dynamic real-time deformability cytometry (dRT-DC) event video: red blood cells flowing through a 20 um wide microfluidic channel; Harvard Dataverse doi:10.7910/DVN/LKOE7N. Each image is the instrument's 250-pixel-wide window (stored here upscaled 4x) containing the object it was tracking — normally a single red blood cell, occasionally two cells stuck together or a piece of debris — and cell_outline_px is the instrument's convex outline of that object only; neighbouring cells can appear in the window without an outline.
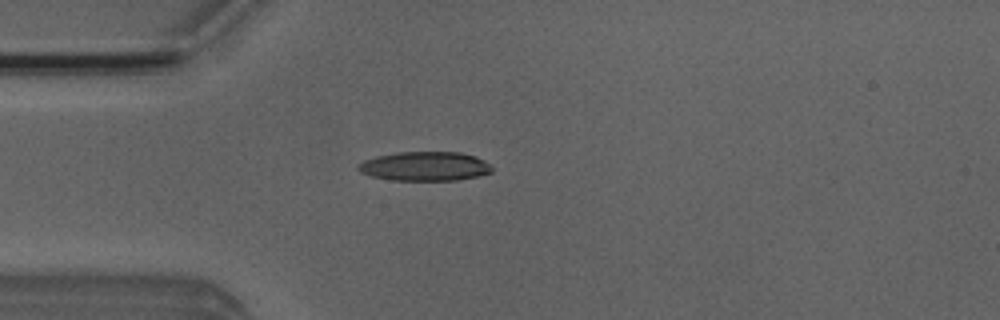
{"species": "Egyptian fruit bat (a non-hibernating species)", "species_latin": "Rousettus aegyptiacus", "temperature_condition": "room temperature", "stored_images_in_passage": 4, "camera_frame_rate_fps": 3000, "um_per_image_px": 0.085, "animal": {"sex": "male"}, "frame": {"image": 1, "passage_image": 3, "time_ms": 2.667, "image_size_px": [1000, 320], "cell_outline_px": [[492, 172], [476, 176], [456, 180], [392, 180], [372, 176], [360, 172], [356, 168], [364, 160], [376, 156], [396, 152], [460, 152], [476, 156], [492, 164]], "centroid_in_image_um": [36.13, 14.12], "position_along_channel_um": 48.9, "area_um2": 22.77}}